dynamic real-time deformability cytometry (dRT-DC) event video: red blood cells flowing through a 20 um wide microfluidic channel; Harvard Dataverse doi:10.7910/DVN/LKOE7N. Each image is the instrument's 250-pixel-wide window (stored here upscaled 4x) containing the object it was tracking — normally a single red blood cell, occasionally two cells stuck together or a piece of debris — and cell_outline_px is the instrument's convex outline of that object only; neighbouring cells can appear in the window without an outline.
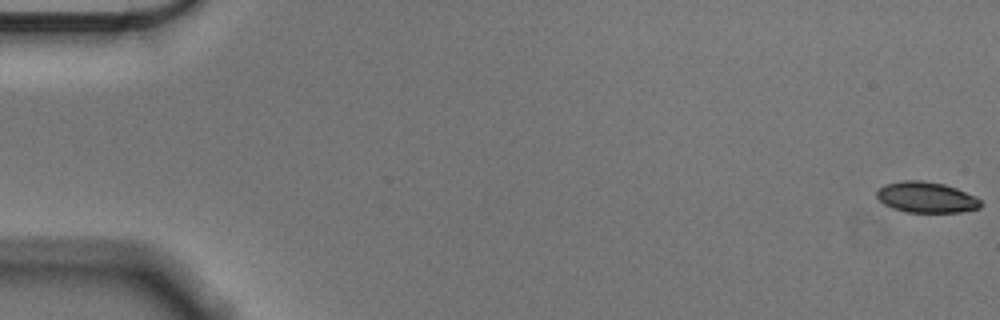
{"species": "Egyptian fruit bat (a non-hibernating species)", "species_latin": "Rousettus aegyptiacus", "temperature_condition": "cold", "stored_images_in_passage": 57, "camera_frame_rate_fps": 3000, "um_per_image_px": 0.085, "animal": {"sex": "male"}, "frame": {"image": 1, "passage_image": 1, "time_ms": 0.0, "image_size_px": [1000, 320], "cell_outline_px": [[980, 208], [960, 212], [908, 212], [892, 208], [884, 204], [876, 196], [876, 192], [884, 184], [904, 180], [924, 180], [944, 184], [956, 188], [976, 196], [980, 200]], "centroid_in_image_um": [78.73, 16.76], "position_along_channel_um": 6.3, "area_um2": 18.67}}
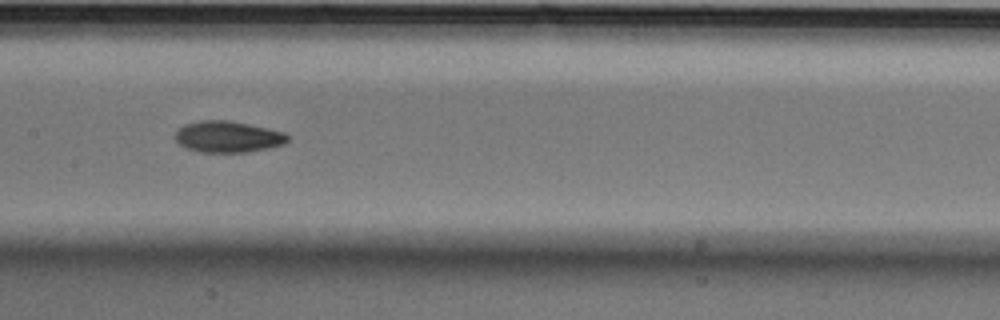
{"frame": {"image": 2, "passage_image": 29, "time_ms": 9.333, "image_size_px": [1000, 320], "cell_outline_px": [[288, 140], [284, 144], [268, 148], [248, 152], [200, 152], [188, 148], [180, 144], [176, 140], [176, 128], [184, 124], [200, 120], [228, 120], [268, 128], [284, 132], [288, 136]], "centroid_in_image_um": [19.36, 11.61], "position_along_channel_um": 188.0, "area_um2": 20.52}}
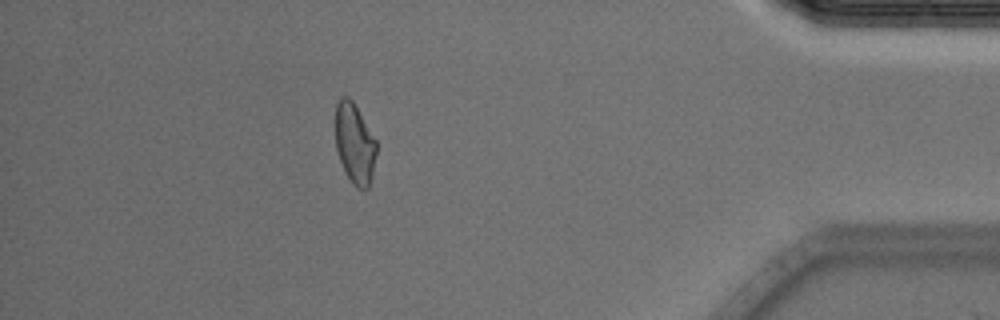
{"frame": {"image": 3, "passage_image": 51, "time_ms": 16.667, "image_size_px": [1000, 320], "cell_outline_px": [[376, 152], [372, 176], [368, 188], [360, 188], [352, 184], [340, 160], [336, 148], [336, 104], [340, 96], [348, 96], [352, 100], [376, 140]], "centroid_in_image_um": [30.14, 12.17], "position_along_channel_um": 405.1, "area_um2": 18.9}, "authors_computed_cell_mechanics": {"area_um2": 19.8832, "velocity_mm_per_s": 3.5491, "shape_relaxation_time_tau1_ms": 3.8075, "shape_relaxation_time_tau2_ms": 4.1619, "deformation_change_tau1": 0.1125, "deformation_change_tau2": 0.0851}}